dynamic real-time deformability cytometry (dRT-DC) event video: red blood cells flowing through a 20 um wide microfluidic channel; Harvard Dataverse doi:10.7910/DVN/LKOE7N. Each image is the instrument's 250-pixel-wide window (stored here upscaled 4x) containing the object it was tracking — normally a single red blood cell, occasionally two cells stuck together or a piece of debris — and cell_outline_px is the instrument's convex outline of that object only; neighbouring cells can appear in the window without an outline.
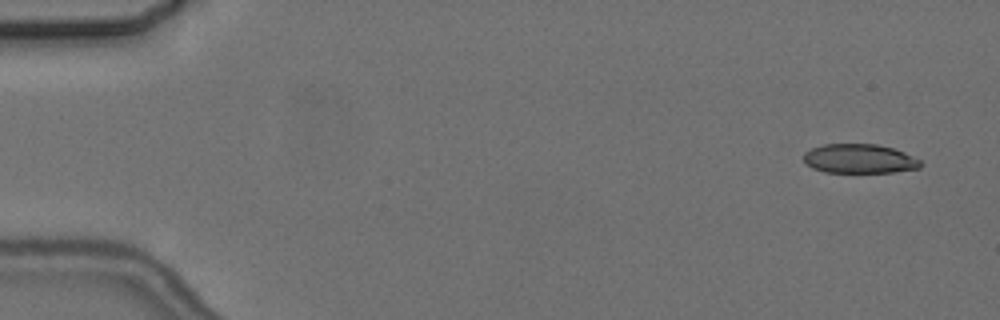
{"species": "common noctule bat (a hibernating species)", "species_latin": "Nyctalus noctula", "temperature_condition": "cold", "stored_images_in_passage": 4, "camera_frame_rate_fps": 3000, "um_per_image_px": 0.085, "animal": {"sex": "female", "body_mass_g": 24.6, "forearm_length_mm": 56.2}, "frame": {"image": 1, "passage_image": 1, "time_ms": 0.0, "image_size_px": [1000, 320], "cell_outline_px": [[924, 164], [920, 168], [896, 172], [824, 172], [812, 168], [804, 160], [804, 152], [812, 148], [824, 144], [876, 144], [892, 148], [904, 152], [920, 160]], "centroid_in_image_um": [73.08, 13.49], "position_along_channel_um": 11.9, "area_um2": 19.94}}